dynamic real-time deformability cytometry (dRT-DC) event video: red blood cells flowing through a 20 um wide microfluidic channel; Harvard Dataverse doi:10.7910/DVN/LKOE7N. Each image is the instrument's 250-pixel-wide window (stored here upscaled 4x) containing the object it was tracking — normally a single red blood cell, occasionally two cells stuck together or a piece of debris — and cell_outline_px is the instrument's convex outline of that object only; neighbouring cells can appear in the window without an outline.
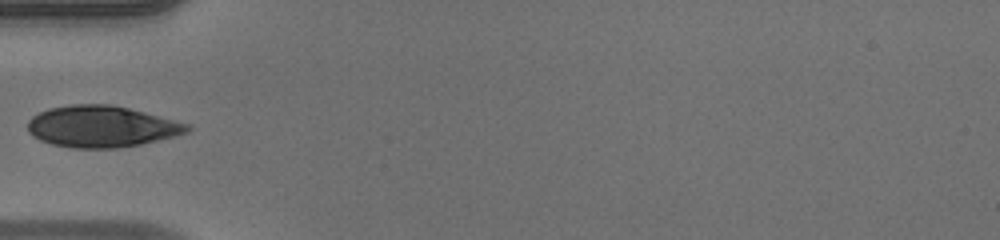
{"species": "human", "species_latin": "Homo sapiens", "temperature_condition": "warm", "stored_images_in_passage": 15, "camera_frame_rate_fps": 3000, "um_per_image_px": 0.085, "donor": {"sex": "male"}, "frame": {"image": 1, "passage_image": 1, "time_ms": 0.0, "image_size_px": [1000, 240], "cell_outline_px": [[192, 128], [188, 132], [140, 144], [116, 148], [72, 148], [52, 144], [40, 140], [32, 136], [28, 132], [28, 120], [32, 116], [48, 108], [72, 104], [112, 104], [144, 112], [188, 124]], "centroid_in_image_um": [8.58, 10.75], "position_along_channel_um": 76.4, "area_um2": 38.32}}
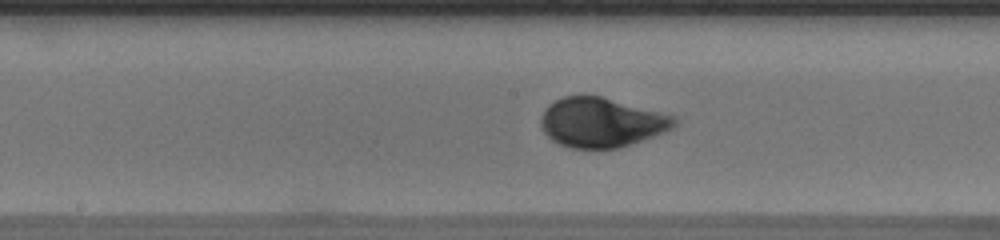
{"frame": {"image": 2, "passage_image": 10, "time_ms": 3.0, "image_size_px": [1000, 240], "cell_outline_px": [[680, 120], [672, 128], [664, 132], [616, 148], [572, 148], [560, 144], [552, 140], [544, 132], [540, 124], [540, 116], [544, 108], [548, 104], [564, 96], [600, 96], [676, 116]], "centroid_in_image_um": [51.1, 10.4], "position_along_channel_um": 197.1, "area_um2": 38.26}}
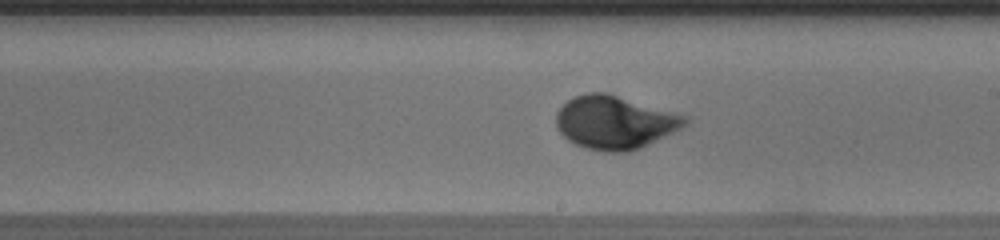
{"frame": {"image": 3, "passage_image": 13, "time_ms": 4.0, "image_size_px": [1000, 240], "cell_outline_px": [[688, 124], [640, 148], [628, 152], [604, 152], [584, 148], [568, 140], [556, 128], [556, 112], [568, 100], [576, 96], [588, 92], [604, 92], [676, 112], [688, 116]], "centroid_in_image_um": [52.24, 10.4], "position_along_channel_um": 236.8, "area_um2": 39.88}}